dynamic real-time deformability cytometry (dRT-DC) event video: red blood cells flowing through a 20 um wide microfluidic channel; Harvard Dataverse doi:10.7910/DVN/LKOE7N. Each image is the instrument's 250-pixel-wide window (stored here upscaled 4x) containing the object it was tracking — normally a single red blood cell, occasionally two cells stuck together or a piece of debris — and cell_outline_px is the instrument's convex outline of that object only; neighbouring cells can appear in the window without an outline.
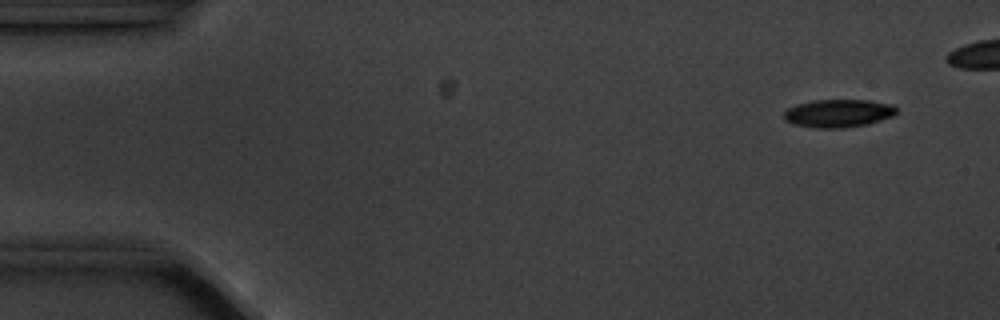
{"species": "common noctule bat (a hibernating species)", "species_latin": "Nyctalus noctula", "temperature_condition": "cold", "stored_images_in_passage": 5, "camera_frame_rate_fps": 3000, "um_per_image_px": 0.085, "animal": {"sex": "male", "body_mass_g": 20.1, "forearm_length_mm": 53.5}, "frame": {"image": 1, "passage_image": 2, "time_ms": 1.0, "image_size_px": [1000, 320], "cell_outline_px": [[896, 112], [892, 116], [880, 120], [864, 124], [844, 128], [816, 128], [792, 124], [784, 120], [784, 112], [788, 108], [796, 104], [812, 100], [868, 100], [892, 104], [896, 108]], "centroid_in_image_um": [71.21, 9.62], "position_along_channel_um": 13.8, "area_um2": 18.32}}